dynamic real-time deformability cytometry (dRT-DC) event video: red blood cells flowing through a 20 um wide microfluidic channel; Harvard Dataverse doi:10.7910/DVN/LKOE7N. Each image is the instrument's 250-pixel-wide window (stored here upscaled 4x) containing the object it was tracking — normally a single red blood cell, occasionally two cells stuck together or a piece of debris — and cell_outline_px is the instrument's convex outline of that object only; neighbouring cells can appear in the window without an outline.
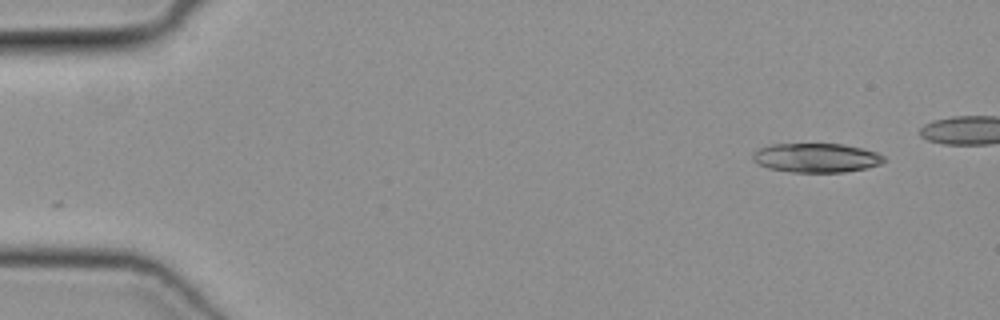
{"species": "common noctule bat (a hibernating species)", "species_latin": "Nyctalus noctula", "temperature_condition": "cold", "stored_images_in_passage": 41, "camera_frame_rate_fps": 3000, "um_per_image_px": 0.085, "animal": {"sex": "female", "body_mass_g": 19.3, "forearm_length_mm": 54.1}, "frame": {"image": 1, "passage_image": 1, "time_ms": 0.0, "image_size_px": [1000, 320], "cell_outline_px": [[888, 160], [880, 164], [864, 168], [844, 172], [792, 172], [768, 168], [752, 160], [752, 156], [760, 148], [772, 144], [844, 144], [876, 152], [884, 156]], "centroid_in_image_um": [69.41, 13.41], "position_along_channel_um": 15.6, "area_um2": 22.14}}
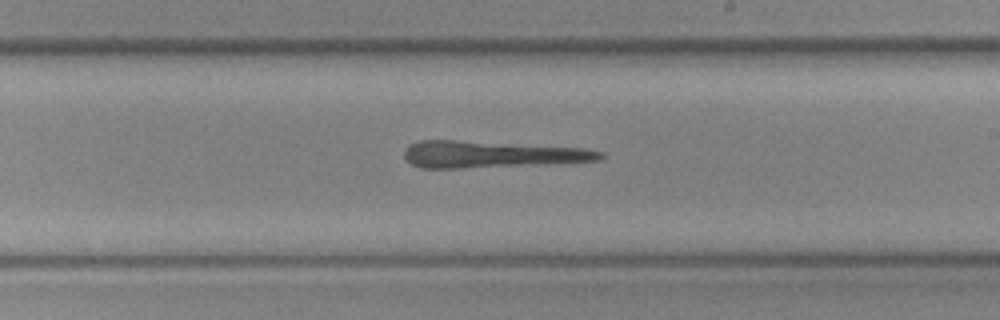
{"frame": {"image": 2, "passage_image": 26, "time_ms": 8.333, "image_size_px": [1000, 320], "cell_outline_px": [[604, 156], [600, 160], [540, 164], [464, 168], [420, 168], [412, 164], [404, 156], [404, 152], [408, 144], [420, 140], [456, 140], [584, 148], [604, 152]], "centroid_in_image_um": [41.73, 13.11], "position_along_channel_um": 247.3, "area_um2": 30.35}}
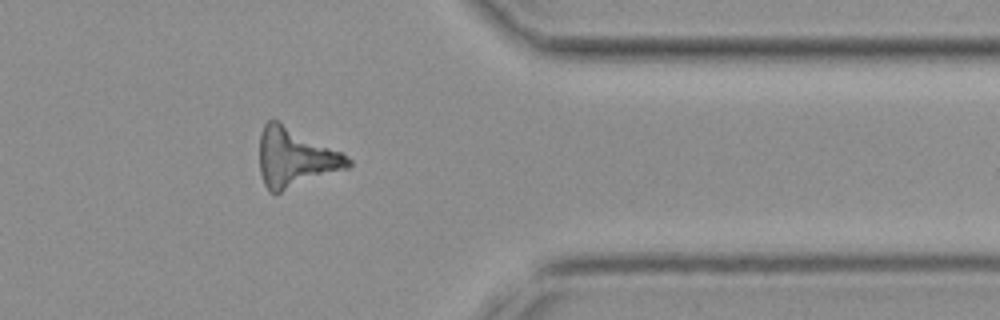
{"frame": {"image": 3, "passage_image": 37, "time_ms": 12.0, "image_size_px": [1000, 320], "cell_outline_px": [[352, 164], [348, 168], [280, 192], [268, 192], [264, 184], [260, 172], [260, 132], [264, 124], [272, 116], [280, 120], [340, 152], [352, 160]], "centroid_in_image_um": [25.06, 13.36], "position_along_channel_um": 386.3, "area_um2": 30.52}}